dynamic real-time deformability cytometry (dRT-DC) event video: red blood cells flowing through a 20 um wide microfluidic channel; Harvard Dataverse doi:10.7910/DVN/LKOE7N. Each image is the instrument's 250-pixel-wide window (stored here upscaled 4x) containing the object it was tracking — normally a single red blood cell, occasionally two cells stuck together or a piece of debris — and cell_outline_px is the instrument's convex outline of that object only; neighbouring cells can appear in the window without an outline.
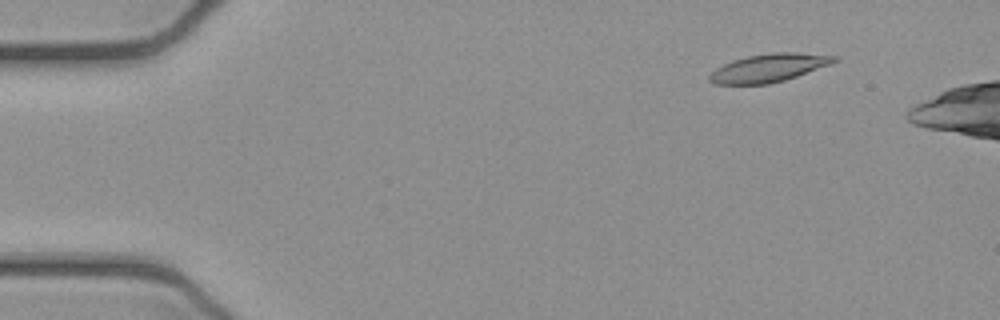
{"species": "common noctule bat (a hibernating species)", "species_latin": "Nyctalus noctula", "temperature_condition": "cold", "stored_images_in_passage": 13, "camera_frame_rate_fps": 3000, "um_per_image_px": 0.085, "animal": {"sex": "female", "body_mass_g": 21.9}, "frame": {"image": 1, "passage_image": 6, "time_ms": 1.667, "image_size_px": [1000, 320], "cell_outline_px": [[840, 60], [796, 76], [784, 80], [768, 84], [716, 84], [708, 80], [708, 76], [716, 68], [732, 60], [748, 56], [772, 52], [792, 52], [840, 56]], "centroid_in_image_um": [65.34, 5.76], "position_along_channel_um": 19.7, "area_um2": 20.29}}